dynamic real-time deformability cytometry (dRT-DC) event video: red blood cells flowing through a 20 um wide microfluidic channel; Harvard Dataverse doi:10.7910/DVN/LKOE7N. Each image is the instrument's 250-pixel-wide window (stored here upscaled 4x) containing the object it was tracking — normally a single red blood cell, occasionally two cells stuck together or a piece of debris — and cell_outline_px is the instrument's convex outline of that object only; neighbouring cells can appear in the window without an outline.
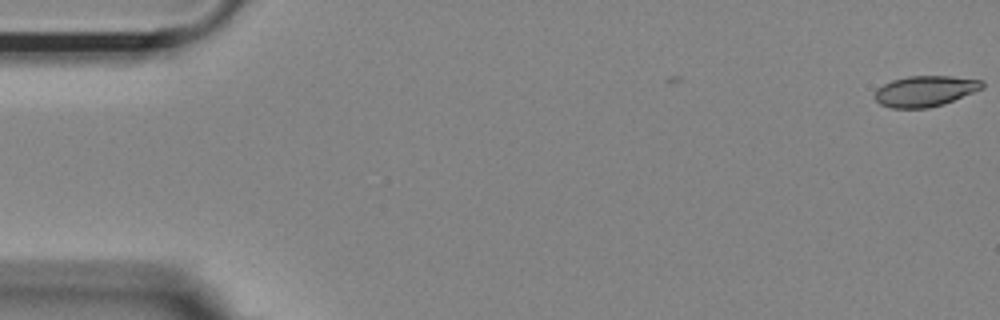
{"species": "Egyptian fruit bat (a non-hibernating species)", "species_latin": "Rousettus aegyptiacus", "temperature_condition": "room temperature", "stored_images_in_passage": 5, "camera_frame_rate_fps": 3000, "um_per_image_px": 0.085, "animal": {"sex": "female"}, "frame": {"image": 1, "passage_image": 5, "time_ms": 1.333, "image_size_px": [1000, 320], "cell_outline_px": [[984, 88], [944, 104], [928, 108], [892, 108], [880, 104], [872, 96], [876, 88], [892, 80], [908, 76], [952, 76], [984, 80]], "centroid_in_image_um": [78.63, 7.74], "position_along_channel_um": 6.4, "area_um2": 19.48}}